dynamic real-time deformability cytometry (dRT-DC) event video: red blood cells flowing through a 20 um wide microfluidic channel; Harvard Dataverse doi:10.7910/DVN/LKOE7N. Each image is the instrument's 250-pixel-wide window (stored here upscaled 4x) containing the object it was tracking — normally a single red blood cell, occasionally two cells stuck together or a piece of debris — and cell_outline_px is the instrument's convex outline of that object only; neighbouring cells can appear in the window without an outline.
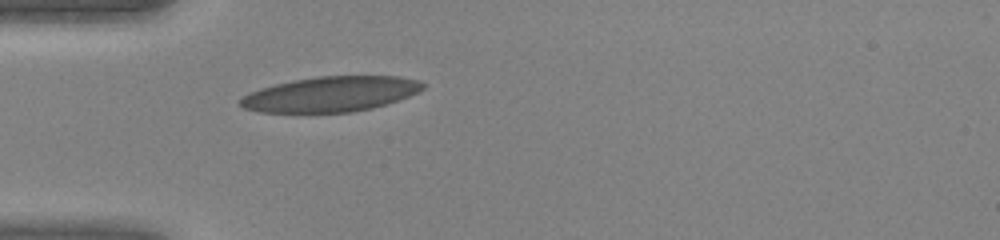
{"species": "human", "species_latin": "Homo sapiens", "temperature_condition": "warm", "stored_images_in_passage": 31, "camera_frame_rate_fps": 3000, "um_per_image_px": 0.085, "donor": {"sex": "female"}, "frame": {"image": 1, "passage_image": 1, "time_ms": 0.0, "image_size_px": [1000, 240], "cell_outline_px": [[424, 88], [408, 96], [372, 108], [352, 112], [260, 112], [244, 108], [240, 104], [240, 100], [244, 96], [252, 92], [276, 84], [296, 80], [320, 76], [396, 76], [420, 80], [424, 84]], "centroid_in_image_um": [28.14, 8.0], "position_along_channel_um": 56.9, "area_um2": 36.76}}
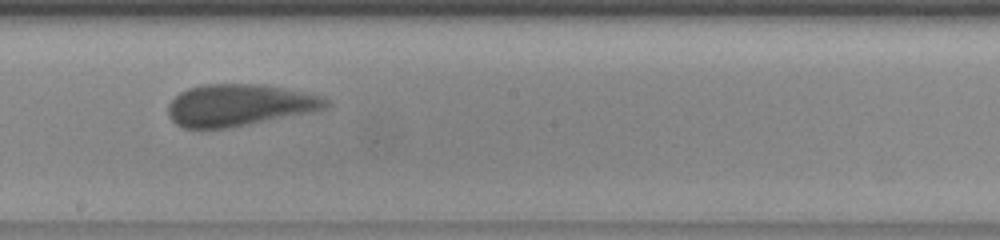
{"frame": {"image": 2, "passage_image": 13, "time_ms": 4.0, "image_size_px": [1000, 240], "cell_outline_px": [[332, 100], [328, 108], [312, 112], [232, 128], [184, 128], [176, 124], [168, 116], [168, 104], [180, 92], [188, 88], [204, 84], [264, 84], [324, 96]], "centroid_in_image_um": [20.39, 8.94], "position_along_channel_um": 227.8, "area_um2": 38.96}}
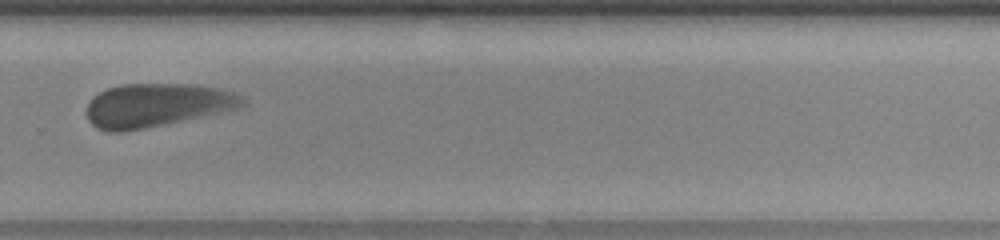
{"frame": {"image": 3, "passage_image": 19, "time_ms": 6.0, "image_size_px": [1000, 240], "cell_outline_px": [[244, 104], [240, 108], [228, 112], [144, 128], [120, 132], [108, 132], [96, 128], [88, 120], [84, 112], [88, 104], [100, 92], [108, 88], [124, 84], [196, 84], [216, 88], [232, 92], [240, 96], [244, 100]], "centroid_in_image_um": [13.33, 8.95], "position_along_channel_um": 316.5, "area_um2": 39.65}}